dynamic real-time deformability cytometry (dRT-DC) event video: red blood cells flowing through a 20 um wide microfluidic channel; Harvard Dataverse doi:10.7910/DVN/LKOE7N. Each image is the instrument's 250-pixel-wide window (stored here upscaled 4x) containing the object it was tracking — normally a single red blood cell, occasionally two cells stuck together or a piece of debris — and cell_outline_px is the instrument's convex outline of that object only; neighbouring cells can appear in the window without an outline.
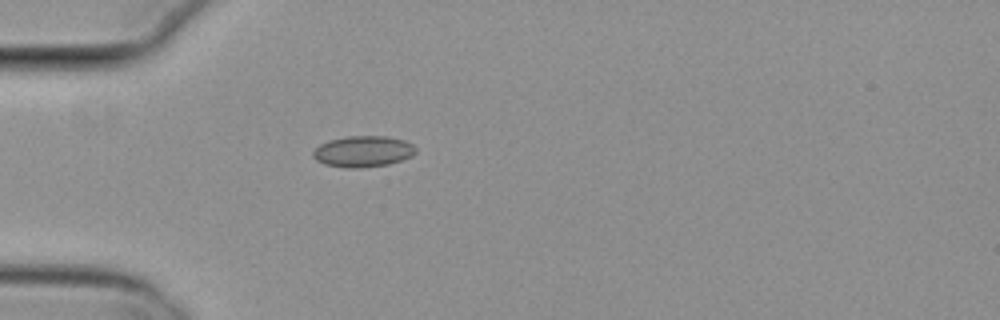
{"species": "common noctule bat (a hibernating species)", "species_latin": "Nyctalus noctula", "temperature_condition": "cold", "stored_images_in_passage": 1, "camera_frame_rate_fps": 3000, "um_per_image_px": 0.085, "animal": {"sex": "female", "body_mass_g": 29.2, "forearm_length_mm": 56.3}, "frame": {"image": 1, "passage_image": 1, "time_ms": 0.0, "image_size_px": [1000, 320], "cell_outline_px": [[416, 152], [412, 156], [388, 164], [360, 168], [348, 168], [324, 164], [316, 160], [312, 156], [312, 152], [320, 144], [328, 140], [348, 136], [388, 136], [404, 140], [412, 144], [416, 148]], "centroid_in_image_um": [30.85, 12.87], "position_along_channel_um": 54.1, "area_um2": 18.67}}